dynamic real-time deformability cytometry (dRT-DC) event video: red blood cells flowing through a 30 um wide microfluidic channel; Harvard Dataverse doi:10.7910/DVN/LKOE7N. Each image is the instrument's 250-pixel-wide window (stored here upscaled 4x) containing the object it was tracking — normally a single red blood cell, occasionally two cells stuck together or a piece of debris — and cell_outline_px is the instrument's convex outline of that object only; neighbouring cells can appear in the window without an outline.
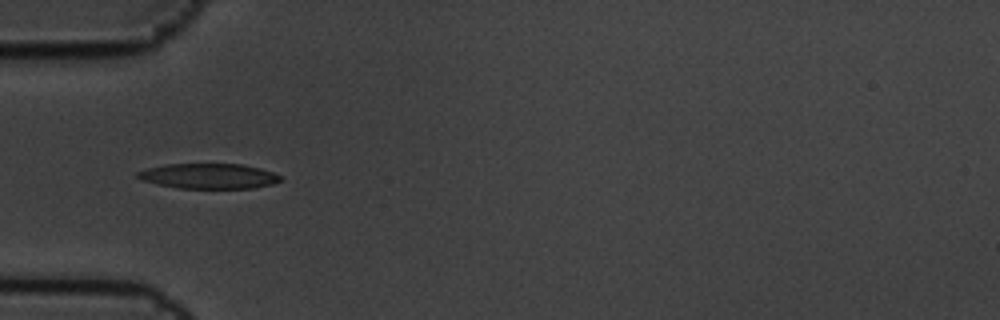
{"species": "common noctule bat (a hibernating species)", "species_latin": "Nyctalus noctula", "temperature_condition": "cold", "stored_images_in_passage": 10, "camera_frame_rate_fps": 3000, "um_per_image_px": 0.085, "animal": {"sex": "male", "body_mass_g": 19.5, "forearm_length_mm": 54.6}, "frame": {"image": 1, "passage_image": 7, "time_ms": 2.0, "image_size_px": [1000, 320], "cell_outline_px": [[284, 180], [272, 184], [252, 188], [180, 188], [160, 184], [144, 180], [136, 176], [136, 172], [148, 168], [164, 164], [240, 164], [260, 168], [272, 172], [280, 176]], "centroid_in_image_um": [17.77, 14.96], "position_along_channel_um": 67.2, "area_um2": 20.75}}
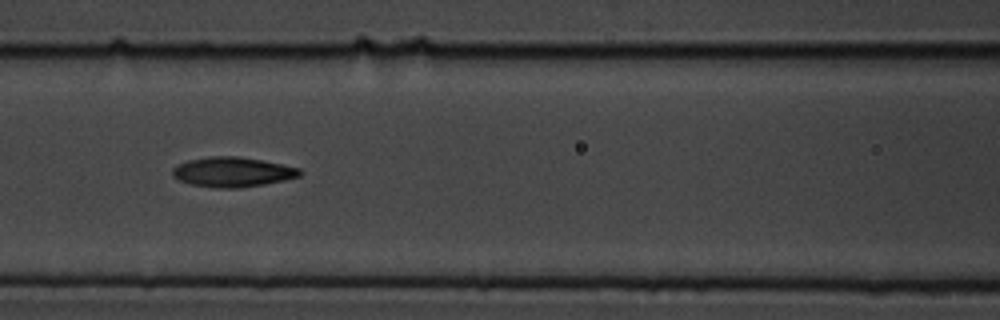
{"frame": {"image": 2, "passage_image": 9, "time_ms": 2.667, "image_size_px": [1000, 320], "cell_outline_px": [[304, 172], [300, 176], [284, 180], [264, 184], [240, 188], [216, 188], [192, 184], [180, 180], [172, 176], [172, 168], [188, 160], [212, 156], [236, 156], [260, 160], [300, 168]], "centroid_in_image_um": [19.78, 14.62], "position_along_channel_um": 146.8, "area_um2": 21.96}}
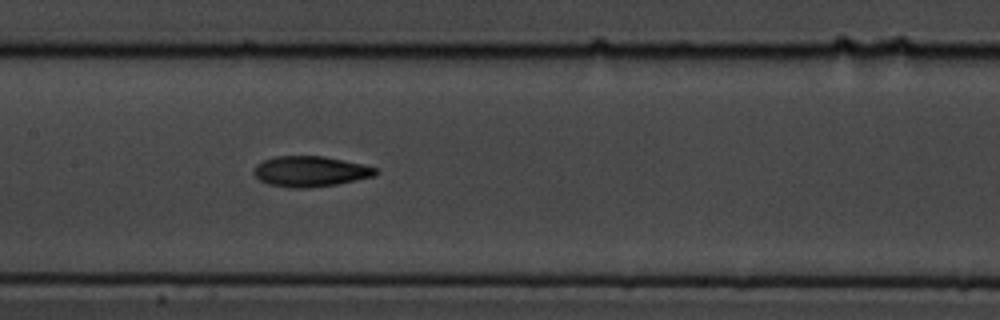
{"frame": {"image": 3, "passage_image": 10, "time_ms": 3.0, "image_size_px": [1000, 320], "cell_outline_px": [[380, 172], [376, 176], [336, 184], [308, 188], [292, 188], [268, 184], [260, 180], [252, 172], [256, 164], [264, 160], [276, 156], [324, 156], [360, 164], [376, 168]], "centroid_in_image_um": [26.37, 14.57], "position_along_channel_um": 181.0, "area_um2": 21.62}}